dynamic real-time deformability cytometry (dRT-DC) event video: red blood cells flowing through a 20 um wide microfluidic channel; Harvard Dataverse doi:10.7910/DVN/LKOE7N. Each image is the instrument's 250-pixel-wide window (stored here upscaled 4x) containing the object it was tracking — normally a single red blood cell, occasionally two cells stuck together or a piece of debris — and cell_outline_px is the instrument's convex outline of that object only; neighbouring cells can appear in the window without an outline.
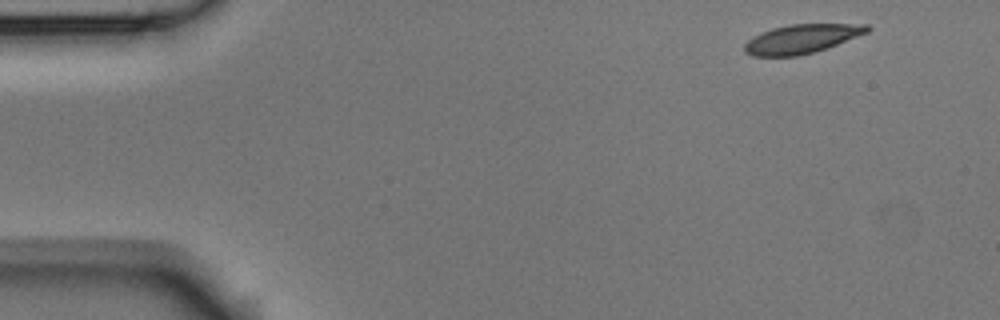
{"species": "Egyptian fruit bat (a non-hibernating species)", "species_latin": "Rousettus aegyptiacus", "temperature_condition": "room temperature", "stored_images_in_passage": 4, "camera_frame_rate_fps": 3000, "um_per_image_px": 0.085, "animal": {"sex": "male"}, "frame": {"image": 1, "passage_image": 1, "time_ms": 0.0, "image_size_px": [1000, 320], "cell_outline_px": [[872, 28], [868, 32], [828, 48], [796, 56], [752, 56], [744, 52], [744, 44], [748, 40], [772, 28], [788, 24], [868, 24]], "centroid_in_image_um": [68.16, 3.3], "position_along_channel_um": 16.8, "area_um2": 20.63}}
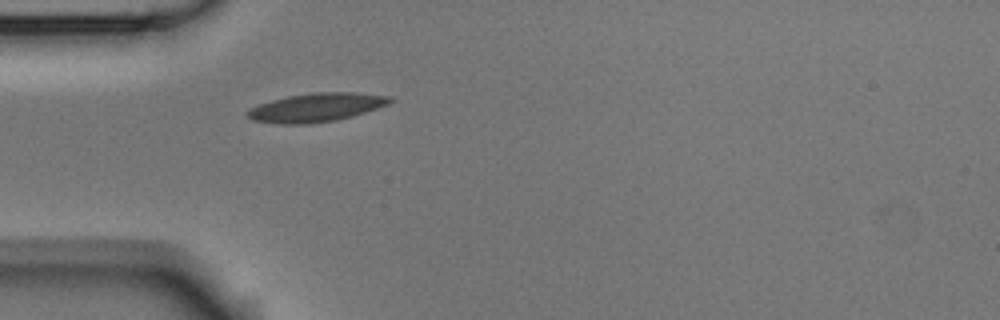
{"frame": {"image": 2, "passage_image": 4, "time_ms": 1.0, "image_size_px": [1000, 320], "cell_outline_px": [[396, 100], [388, 104], [352, 116], [336, 120], [308, 124], [280, 124], [252, 120], [244, 112], [260, 104], [272, 100], [288, 96], [312, 92], [356, 92], [392, 96]], "centroid_in_image_um": [26.92, 9.12], "position_along_channel_um": 58.1, "area_um2": 23.81}}